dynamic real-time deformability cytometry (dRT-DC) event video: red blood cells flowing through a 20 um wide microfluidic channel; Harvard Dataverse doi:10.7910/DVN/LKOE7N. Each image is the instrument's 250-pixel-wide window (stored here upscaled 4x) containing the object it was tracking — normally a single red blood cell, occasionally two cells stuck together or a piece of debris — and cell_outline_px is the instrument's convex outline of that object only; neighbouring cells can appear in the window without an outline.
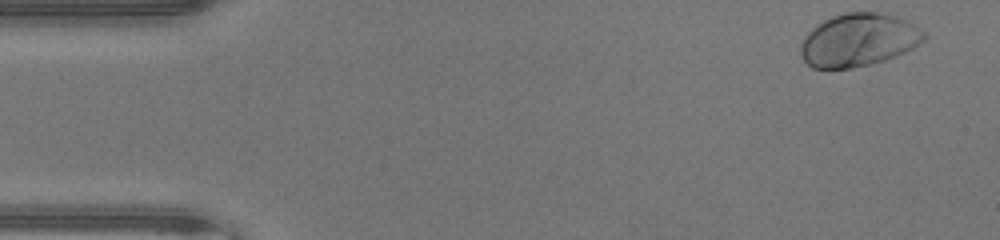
{"species": "human", "species_latin": "Homo sapiens", "temperature_condition": "warm", "stored_images_in_passage": 40, "camera_frame_rate_fps": 3000, "um_per_image_px": 0.085, "donor": {"sex": "male"}, "frame": {"image": 1, "passage_image": 1, "time_ms": 0.0, "image_size_px": [1000, 240], "cell_outline_px": [[928, 36], [924, 40], [912, 48], [904, 52], [884, 60], [852, 68], [812, 68], [800, 56], [800, 44], [804, 36], [816, 24], [832, 16], [848, 12], [880, 12], [896, 16], [928, 32]], "centroid_in_image_um": [72.96, 3.39], "position_along_channel_um": 12.0, "area_um2": 38.09}}
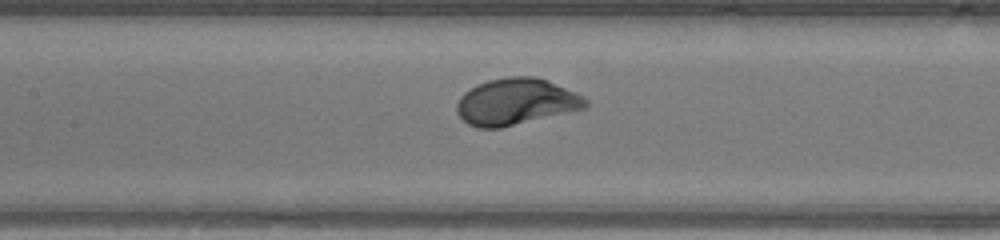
{"frame": {"image": 2, "passage_image": 20, "time_ms": 6.333, "image_size_px": [1000, 240], "cell_outline_px": [[588, 104], [584, 108], [500, 128], [476, 128], [468, 124], [456, 112], [456, 104], [460, 96], [464, 92], [476, 84], [488, 80], [508, 76], [536, 76], [564, 88], [588, 100]], "centroid_in_image_um": [43.78, 8.64], "position_along_channel_um": 163.6, "area_um2": 34.51}}
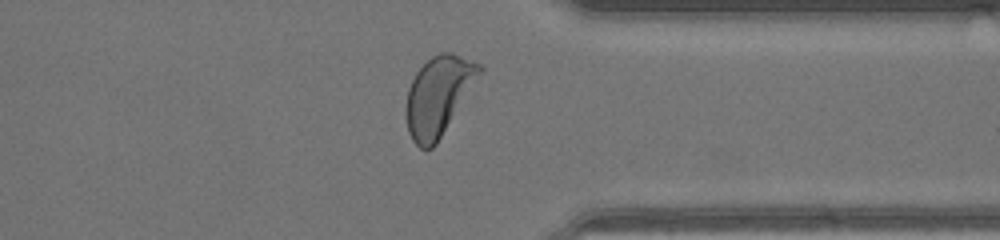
{"frame": {"image": 3, "passage_image": 35, "time_ms": 11.333, "image_size_px": [1000, 240], "cell_outline_px": [[484, 68], [436, 144], [432, 148], [420, 148], [412, 140], [408, 132], [404, 112], [404, 108], [408, 88], [416, 72], [432, 56], [440, 52], [452, 52], [480, 64]], "centroid_in_image_um": [37.22, 8.13], "position_along_channel_um": 374.2, "area_um2": 33.47}, "authors_computed_cell_mechanics": {"area_um2": 34.6222, "velocity_mm_per_s": 4.3215, "shape_relaxation_time_tau1_ms": 1.7927, "shape_relaxation_time_tau2_ms": null, "deformation_change_tau1": 0.1555, "deformation_change_tau2": null}}